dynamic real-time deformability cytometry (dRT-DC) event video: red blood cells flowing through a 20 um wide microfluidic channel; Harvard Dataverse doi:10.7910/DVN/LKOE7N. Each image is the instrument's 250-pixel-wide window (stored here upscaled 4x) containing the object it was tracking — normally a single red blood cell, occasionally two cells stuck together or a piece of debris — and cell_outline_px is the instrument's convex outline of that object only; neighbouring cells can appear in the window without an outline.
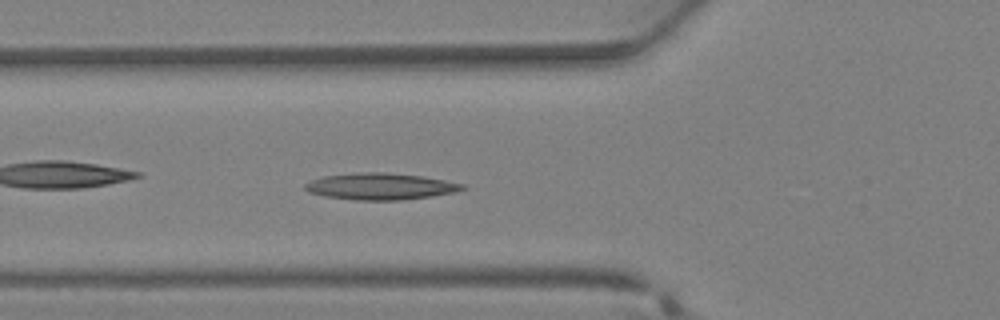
{"species": "Egyptian fruit bat (a non-hibernating species)", "species_latin": "Rousettus aegyptiacus", "temperature_condition": "warm", "stored_images_in_passage": 39, "camera_frame_rate_fps": 3000, "um_per_image_px": 0.085, "animal": {"sex": "female"}, "frame": {"image": 1, "passage_image": 14, "time_ms": 4.333, "image_size_px": [1000, 320], "cell_outline_px": [[468, 188], [456, 192], [432, 196], [400, 200], [356, 200], [324, 196], [308, 192], [304, 188], [304, 184], [312, 180], [324, 176], [356, 172], [384, 172], [424, 176], [464, 184]], "centroid_in_image_um": [32.35, 15.84], "position_along_channel_um": 93.4, "area_um2": 24.51}}
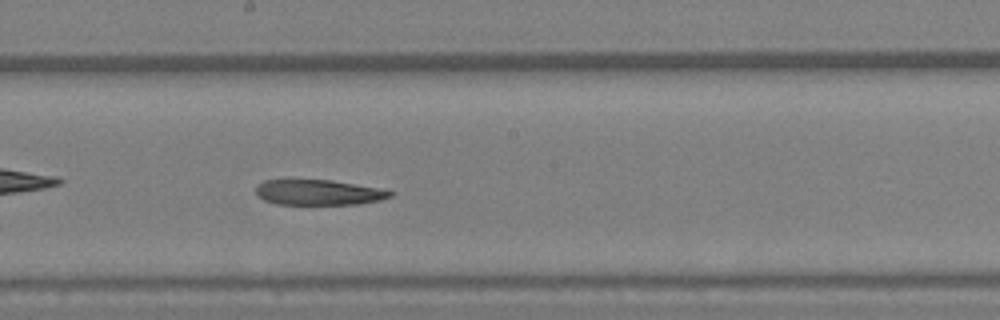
{"frame": {"image": 2, "passage_image": 21, "time_ms": 6.667, "image_size_px": [1000, 320], "cell_outline_px": [[396, 192], [392, 196], [380, 200], [360, 204], [276, 204], [264, 200], [256, 196], [256, 184], [264, 180], [332, 180], [380, 188]], "centroid_in_image_um": [27.08, 16.35], "position_along_channel_um": 221.1, "area_um2": 20.0}}
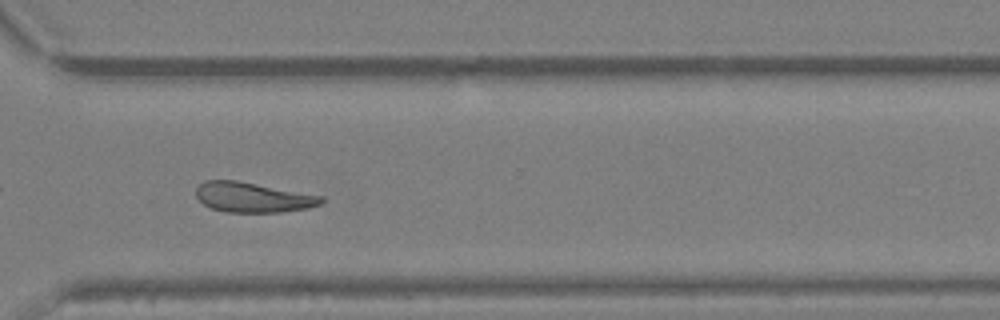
{"frame": {"image": 3, "passage_image": 28, "time_ms": 9.0, "image_size_px": [1000, 320], "cell_outline_px": [[324, 200], [320, 204], [308, 208], [280, 212], [224, 212], [212, 208], [204, 204], [196, 196], [196, 188], [204, 180], [236, 180], [324, 196]], "centroid_in_image_um": [21.49, 16.77], "position_along_channel_um": 349.1, "area_um2": 21.85}}